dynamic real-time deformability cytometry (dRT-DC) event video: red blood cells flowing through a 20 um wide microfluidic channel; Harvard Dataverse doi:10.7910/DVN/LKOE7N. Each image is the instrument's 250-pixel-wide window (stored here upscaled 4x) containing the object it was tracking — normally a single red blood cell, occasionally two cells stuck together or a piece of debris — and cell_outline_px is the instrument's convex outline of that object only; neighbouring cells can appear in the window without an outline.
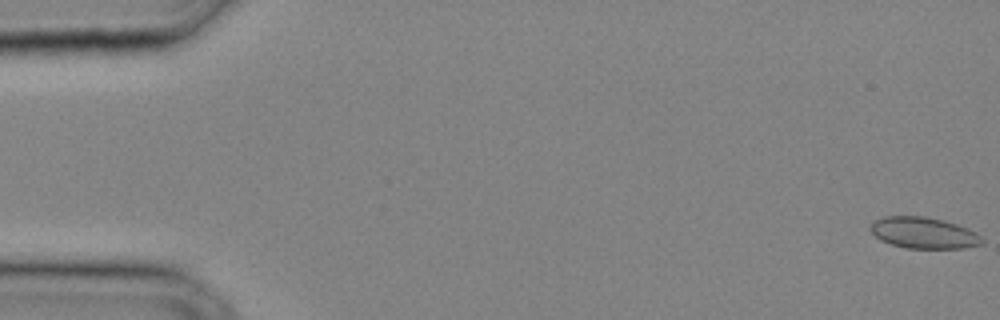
{"species": "common noctule bat (a hibernating species)", "species_latin": "Nyctalus noctula", "temperature_condition": "cold", "stored_images_in_passage": 34, "camera_frame_rate_fps": 3000, "um_per_image_px": 0.085, "animal": {"sex": "male", "body_mass_g": 20.4}, "frame": {"image": 1, "passage_image": 1, "time_ms": 0.0, "image_size_px": [1000, 320], "cell_outline_px": [[984, 244], [964, 248], [908, 248], [892, 244], [880, 240], [868, 228], [876, 220], [884, 216], [924, 216], [944, 220], [968, 228], [976, 232], [984, 240]], "centroid_in_image_um": [78.54, 19.79], "position_along_channel_um": 6.5, "area_um2": 20.35}}
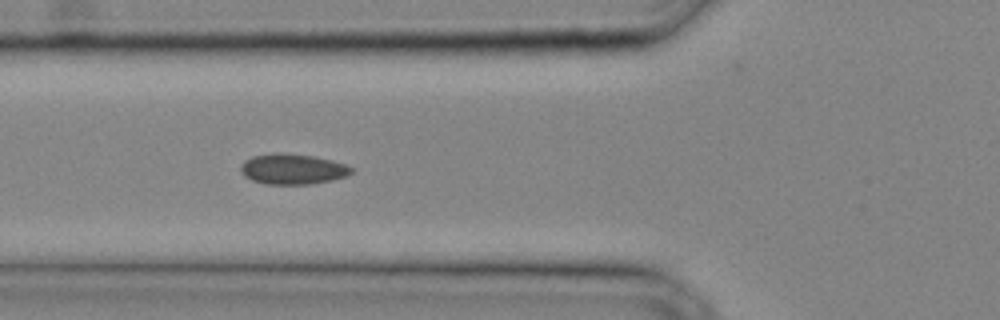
{"frame": {"image": 2, "passage_image": 13, "time_ms": 4.0, "image_size_px": [1000, 320], "cell_outline_px": [[352, 172], [348, 176], [332, 180], [312, 184], [264, 184], [252, 180], [244, 176], [240, 172], [240, 164], [244, 160], [252, 156], [272, 152], [280, 152], [312, 156], [332, 160], [344, 164], [352, 168]], "centroid_in_image_um": [24.83, 14.37], "position_along_channel_um": 101.0, "area_um2": 19.88}}
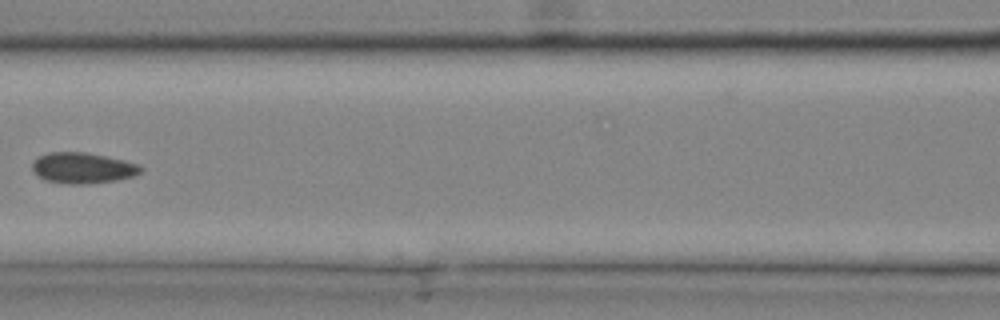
{"frame": {"image": 3, "passage_image": 16, "time_ms": 5.0, "image_size_px": [1000, 320], "cell_outline_px": [[144, 168], [140, 172], [132, 176], [116, 180], [84, 184], [72, 184], [44, 180], [36, 176], [32, 168], [32, 160], [36, 156], [48, 152], [84, 152], [104, 156], [136, 164]], "centroid_in_image_um": [6.93, 14.27], "position_along_channel_um": 159.7, "area_um2": 19.36}}